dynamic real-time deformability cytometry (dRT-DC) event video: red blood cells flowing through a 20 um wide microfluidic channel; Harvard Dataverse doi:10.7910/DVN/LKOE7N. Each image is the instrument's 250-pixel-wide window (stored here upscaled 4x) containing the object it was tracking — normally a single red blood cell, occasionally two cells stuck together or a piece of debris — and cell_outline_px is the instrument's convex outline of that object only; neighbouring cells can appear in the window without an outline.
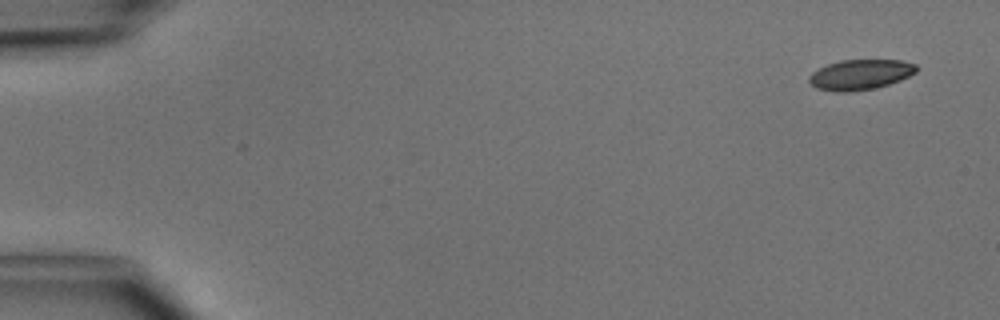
{"species": "common noctule bat (a hibernating species)", "species_latin": "Nyctalus noctula", "temperature_condition": "cold", "stored_images_in_passage": 48, "camera_frame_rate_fps": 3000, "um_per_image_px": 0.085, "animal": {"sex": "male", "body_mass_g": 15.6}, "frame": {"image": 1, "passage_image": 1, "time_ms": 0.0, "image_size_px": [1000, 320], "cell_outline_px": [[920, 68], [916, 72], [900, 80], [876, 88], [848, 92], [836, 92], [816, 88], [808, 80], [808, 76], [812, 72], [828, 64], [840, 60], [900, 60], [916, 64]], "centroid_in_image_um": [73.13, 6.34], "position_along_channel_um": 11.9, "area_um2": 18.96}}
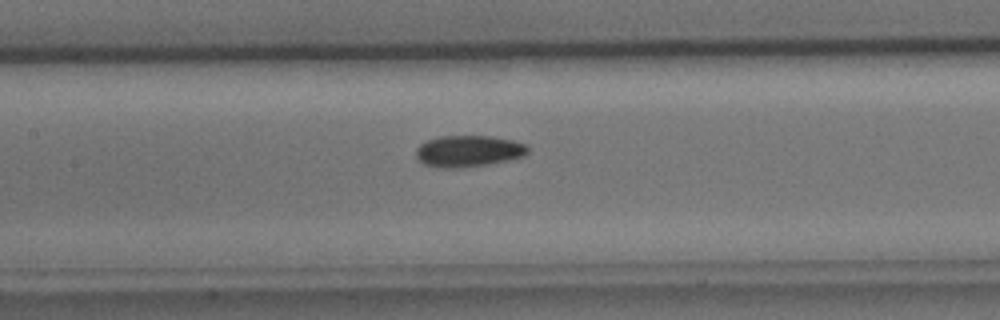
{"frame": {"image": 2, "passage_image": 22, "time_ms": 7.0, "image_size_px": [1000, 320], "cell_outline_px": [[528, 152], [524, 156], [508, 160], [488, 164], [460, 168], [436, 168], [424, 164], [416, 156], [416, 148], [420, 144], [428, 140], [440, 136], [492, 136], [512, 140], [528, 144]], "centroid_in_image_um": [39.82, 12.85], "position_along_channel_um": 167.6, "area_um2": 20.63}}
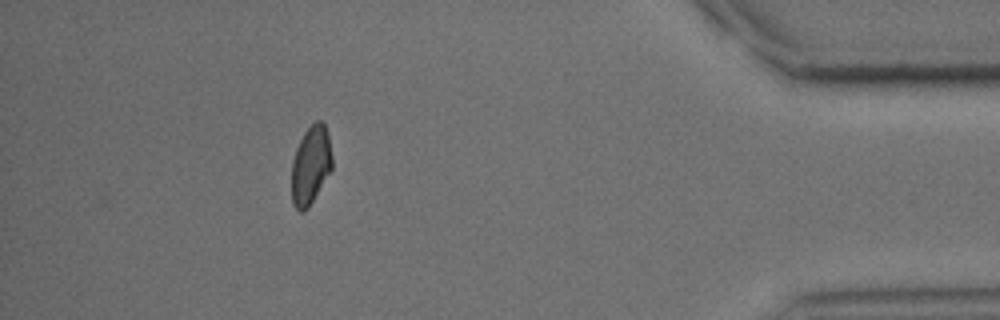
{"frame": {"image": 3, "passage_image": 43, "time_ms": 14.0, "image_size_px": [1000, 320], "cell_outline_px": [[332, 168], [308, 208], [304, 212], [300, 212], [292, 204], [292, 160], [296, 148], [304, 132], [316, 120], [320, 120], [324, 124], [328, 132], [332, 156]], "centroid_in_image_um": [26.4, 14.04], "position_along_channel_um": 408.8, "area_um2": 18.5}, "authors_computed_cell_mechanics": {"area_um2": 19.5364, "velocity_mm_per_s": 4.1114, "shape_relaxation_time_tau1_ms": 3.1355, "shape_relaxation_time_tau2_ms": 7.1365, "deformation_change_tau1": 0.0934, "deformation_change_tau2": 0.0981}}